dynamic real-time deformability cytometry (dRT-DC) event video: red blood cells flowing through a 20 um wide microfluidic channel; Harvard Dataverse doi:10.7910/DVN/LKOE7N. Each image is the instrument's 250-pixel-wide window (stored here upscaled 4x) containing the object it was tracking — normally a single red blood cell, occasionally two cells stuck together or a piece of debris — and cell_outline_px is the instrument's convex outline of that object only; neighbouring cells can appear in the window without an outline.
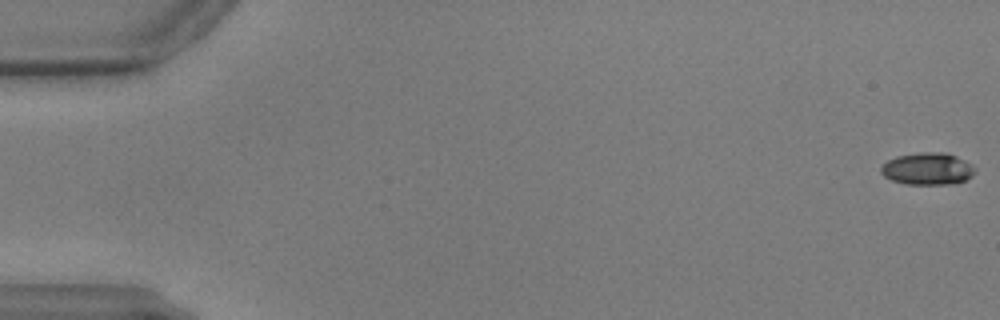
{"species": "common noctule bat (a hibernating species)", "species_latin": "Nyctalus noctula", "temperature_condition": "warm", "stored_images_in_passage": 59, "camera_frame_rate_fps": 3000, "um_per_image_px": 0.085, "animal": {"sex": "male", "body_mass_g": 17.9, "forearm_length_mm": 54.2}, "frame": {"image": 1, "passage_image": 1, "time_ms": 0.0, "image_size_px": [1000, 320], "cell_outline_px": [[976, 172], [972, 176], [964, 180], [952, 184], [904, 184], [892, 180], [884, 176], [880, 172], [880, 168], [888, 160], [896, 156], [920, 152], [948, 152], [972, 164], [976, 168]], "centroid_in_image_um": [78.86, 14.34], "position_along_channel_um": 6.1, "area_um2": 17.74}}
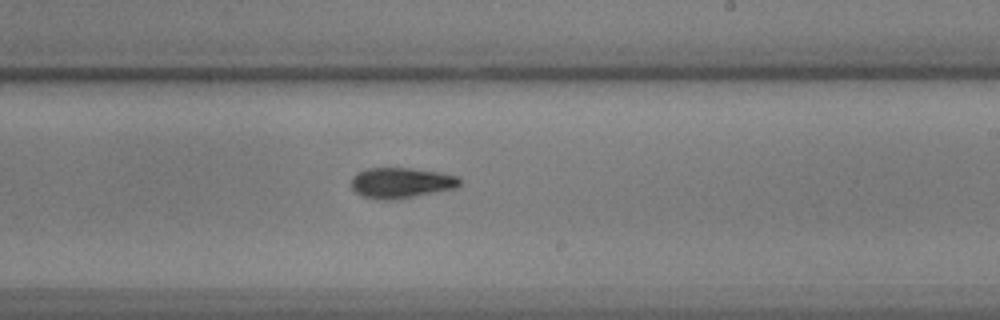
{"frame": {"image": 2, "passage_image": 36, "time_ms": 11.667, "image_size_px": [1000, 320], "cell_outline_px": [[464, 180], [456, 188], [392, 200], [376, 200], [364, 196], [356, 192], [352, 188], [352, 176], [356, 172], [368, 168], [408, 168], [440, 172], [460, 176]], "centroid_in_image_um": [34.12, 15.53], "position_along_channel_um": 254.9, "area_um2": 19.42}}
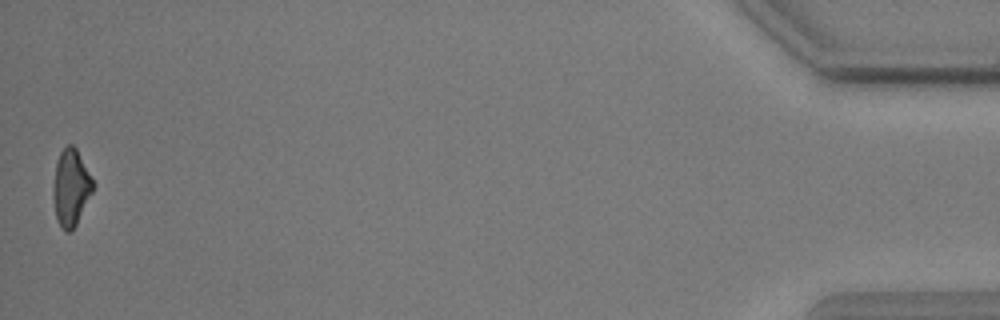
{"frame": {"image": 3, "passage_image": 59, "time_ms": 19.333, "image_size_px": [1000, 320], "cell_outline_px": [[96, 184], [76, 224], [68, 232], [64, 232], [60, 228], [56, 220], [52, 196], [52, 188], [56, 160], [60, 152], [68, 144], [72, 144], [76, 148]], "centroid_in_image_um": [6.01, 15.94], "position_along_channel_um": 429.2, "area_um2": 18.03}}